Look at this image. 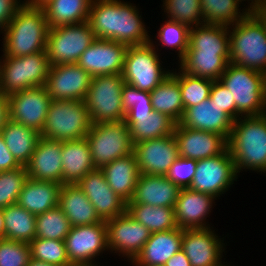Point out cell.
Returning <instances> with one entry per match:
<instances>
[{"label":"cell","mask_w":266,"mask_h":266,"mask_svg":"<svg viewBox=\"0 0 266 266\" xmlns=\"http://www.w3.org/2000/svg\"><path fill=\"white\" fill-rule=\"evenodd\" d=\"M138 9L124 0H92L87 22L96 38L127 46L148 44L150 31H147Z\"/></svg>","instance_id":"obj_1"},{"label":"cell","mask_w":266,"mask_h":266,"mask_svg":"<svg viewBox=\"0 0 266 266\" xmlns=\"http://www.w3.org/2000/svg\"><path fill=\"white\" fill-rule=\"evenodd\" d=\"M49 28L43 8L23 3L1 31L3 55L22 57L46 52Z\"/></svg>","instance_id":"obj_2"},{"label":"cell","mask_w":266,"mask_h":266,"mask_svg":"<svg viewBox=\"0 0 266 266\" xmlns=\"http://www.w3.org/2000/svg\"><path fill=\"white\" fill-rule=\"evenodd\" d=\"M228 149L237 175L243 170L266 174V121L262 116L236 119L228 139Z\"/></svg>","instance_id":"obj_3"},{"label":"cell","mask_w":266,"mask_h":266,"mask_svg":"<svg viewBox=\"0 0 266 266\" xmlns=\"http://www.w3.org/2000/svg\"><path fill=\"white\" fill-rule=\"evenodd\" d=\"M230 63L266 75V25L251 11L229 26Z\"/></svg>","instance_id":"obj_4"},{"label":"cell","mask_w":266,"mask_h":266,"mask_svg":"<svg viewBox=\"0 0 266 266\" xmlns=\"http://www.w3.org/2000/svg\"><path fill=\"white\" fill-rule=\"evenodd\" d=\"M219 80L232 93L236 119L261 116L266 104L265 74L229 63Z\"/></svg>","instance_id":"obj_5"},{"label":"cell","mask_w":266,"mask_h":266,"mask_svg":"<svg viewBox=\"0 0 266 266\" xmlns=\"http://www.w3.org/2000/svg\"><path fill=\"white\" fill-rule=\"evenodd\" d=\"M46 52L0 57V91L7 97L31 87L45 86L50 69Z\"/></svg>","instance_id":"obj_6"},{"label":"cell","mask_w":266,"mask_h":266,"mask_svg":"<svg viewBox=\"0 0 266 266\" xmlns=\"http://www.w3.org/2000/svg\"><path fill=\"white\" fill-rule=\"evenodd\" d=\"M91 125L84 100H52L41 136L57 141L80 140Z\"/></svg>","instance_id":"obj_7"},{"label":"cell","mask_w":266,"mask_h":266,"mask_svg":"<svg viewBox=\"0 0 266 266\" xmlns=\"http://www.w3.org/2000/svg\"><path fill=\"white\" fill-rule=\"evenodd\" d=\"M124 83L122 75L92 77L84 99L92 124L125 120L121 95Z\"/></svg>","instance_id":"obj_8"},{"label":"cell","mask_w":266,"mask_h":266,"mask_svg":"<svg viewBox=\"0 0 266 266\" xmlns=\"http://www.w3.org/2000/svg\"><path fill=\"white\" fill-rule=\"evenodd\" d=\"M158 52L151 43L128 46L121 74L125 83L147 92L162 83L172 70L163 68Z\"/></svg>","instance_id":"obj_9"},{"label":"cell","mask_w":266,"mask_h":266,"mask_svg":"<svg viewBox=\"0 0 266 266\" xmlns=\"http://www.w3.org/2000/svg\"><path fill=\"white\" fill-rule=\"evenodd\" d=\"M95 168L134 153V144L125 121L92 124L85 137Z\"/></svg>","instance_id":"obj_10"},{"label":"cell","mask_w":266,"mask_h":266,"mask_svg":"<svg viewBox=\"0 0 266 266\" xmlns=\"http://www.w3.org/2000/svg\"><path fill=\"white\" fill-rule=\"evenodd\" d=\"M96 39L88 22L49 28L46 53L51 66L77 63Z\"/></svg>","instance_id":"obj_11"},{"label":"cell","mask_w":266,"mask_h":266,"mask_svg":"<svg viewBox=\"0 0 266 266\" xmlns=\"http://www.w3.org/2000/svg\"><path fill=\"white\" fill-rule=\"evenodd\" d=\"M64 242L72 266H98L100 263L95 261L97 256L109 252L105 221L71 227Z\"/></svg>","instance_id":"obj_12"},{"label":"cell","mask_w":266,"mask_h":266,"mask_svg":"<svg viewBox=\"0 0 266 266\" xmlns=\"http://www.w3.org/2000/svg\"><path fill=\"white\" fill-rule=\"evenodd\" d=\"M229 149L214 157L197 160L196 172L190 189L220 199L238 179Z\"/></svg>","instance_id":"obj_13"},{"label":"cell","mask_w":266,"mask_h":266,"mask_svg":"<svg viewBox=\"0 0 266 266\" xmlns=\"http://www.w3.org/2000/svg\"><path fill=\"white\" fill-rule=\"evenodd\" d=\"M109 251L132 262L150 238L151 232L127 211L105 221ZM130 260V261H129Z\"/></svg>","instance_id":"obj_14"},{"label":"cell","mask_w":266,"mask_h":266,"mask_svg":"<svg viewBox=\"0 0 266 266\" xmlns=\"http://www.w3.org/2000/svg\"><path fill=\"white\" fill-rule=\"evenodd\" d=\"M52 98L46 86L31 87L7 97L8 119L42 133Z\"/></svg>","instance_id":"obj_15"},{"label":"cell","mask_w":266,"mask_h":266,"mask_svg":"<svg viewBox=\"0 0 266 266\" xmlns=\"http://www.w3.org/2000/svg\"><path fill=\"white\" fill-rule=\"evenodd\" d=\"M219 237L213 227L183 229L182 250L191 266H223L227 263L222 261L227 243Z\"/></svg>","instance_id":"obj_16"},{"label":"cell","mask_w":266,"mask_h":266,"mask_svg":"<svg viewBox=\"0 0 266 266\" xmlns=\"http://www.w3.org/2000/svg\"><path fill=\"white\" fill-rule=\"evenodd\" d=\"M128 46L113 40L96 38L81 54L77 64L92 77L121 75Z\"/></svg>","instance_id":"obj_17"},{"label":"cell","mask_w":266,"mask_h":266,"mask_svg":"<svg viewBox=\"0 0 266 266\" xmlns=\"http://www.w3.org/2000/svg\"><path fill=\"white\" fill-rule=\"evenodd\" d=\"M92 76L77 63L50 66L46 88L52 100H84Z\"/></svg>","instance_id":"obj_18"},{"label":"cell","mask_w":266,"mask_h":266,"mask_svg":"<svg viewBox=\"0 0 266 266\" xmlns=\"http://www.w3.org/2000/svg\"><path fill=\"white\" fill-rule=\"evenodd\" d=\"M139 172L145 175L166 176L179 157L174 135L134 144Z\"/></svg>","instance_id":"obj_19"},{"label":"cell","mask_w":266,"mask_h":266,"mask_svg":"<svg viewBox=\"0 0 266 266\" xmlns=\"http://www.w3.org/2000/svg\"><path fill=\"white\" fill-rule=\"evenodd\" d=\"M77 186L85 193L101 220L107 221L126 212L127 203L110 188L101 169L89 172Z\"/></svg>","instance_id":"obj_20"},{"label":"cell","mask_w":266,"mask_h":266,"mask_svg":"<svg viewBox=\"0 0 266 266\" xmlns=\"http://www.w3.org/2000/svg\"><path fill=\"white\" fill-rule=\"evenodd\" d=\"M174 138L179 156L188 159H206L222 154L228 148V140L214 132L186 128L176 123Z\"/></svg>","instance_id":"obj_21"},{"label":"cell","mask_w":266,"mask_h":266,"mask_svg":"<svg viewBox=\"0 0 266 266\" xmlns=\"http://www.w3.org/2000/svg\"><path fill=\"white\" fill-rule=\"evenodd\" d=\"M213 195L182 188L174 205L176 223L180 229H196L211 227L206 220L214 208ZM209 215V216H208Z\"/></svg>","instance_id":"obj_22"},{"label":"cell","mask_w":266,"mask_h":266,"mask_svg":"<svg viewBox=\"0 0 266 266\" xmlns=\"http://www.w3.org/2000/svg\"><path fill=\"white\" fill-rule=\"evenodd\" d=\"M62 141L40 137L25 164L30 179L62 184Z\"/></svg>","instance_id":"obj_23"},{"label":"cell","mask_w":266,"mask_h":266,"mask_svg":"<svg viewBox=\"0 0 266 266\" xmlns=\"http://www.w3.org/2000/svg\"><path fill=\"white\" fill-rule=\"evenodd\" d=\"M178 123L186 128L218 133L228 140L234 120L208 98L196 106L184 109Z\"/></svg>","instance_id":"obj_24"},{"label":"cell","mask_w":266,"mask_h":266,"mask_svg":"<svg viewBox=\"0 0 266 266\" xmlns=\"http://www.w3.org/2000/svg\"><path fill=\"white\" fill-rule=\"evenodd\" d=\"M181 189L166 176L140 173L133 196L128 203L174 208Z\"/></svg>","instance_id":"obj_25"},{"label":"cell","mask_w":266,"mask_h":266,"mask_svg":"<svg viewBox=\"0 0 266 266\" xmlns=\"http://www.w3.org/2000/svg\"><path fill=\"white\" fill-rule=\"evenodd\" d=\"M183 229L153 232L140 253L131 262L134 266H164L182 249Z\"/></svg>","instance_id":"obj_26"},{"label":"cell","mask_w":266,"mask_h":266,"mask_svg":"<svg viewBox=\"0 0 266 266\" xmlns=\"http://www.w3.org/2000/svg\"><path fill=\"white\" fill-rule=\"evenodd\" d=\"M62 185L77 184L95 169L86 138L62 141Z\"/></svg>","instance_id":"obj_27"},{"label":"cell","mask_w":266,"mask_h":266,"mask_svg":"<svg viewBox=\"0 0 266 266\" xmlns=\"http://www.w3.org/2000/svg\"><path fill=\"white\" fill-rule=\"evenodd\" d=\"M58 207L64 212L72 227L104 222L77 184L62 185Z\"/></svg>","instance_id":"obj_28"},{"label":"cell","mask_w":266,"mask_h":266,"mask_svg":"<svg viewBox=\"0 0 266 266\" xmlns=\"http://www.w3.org/2000/svg\"><path fill=\"white\" fill-rule=\"evenodd\" d=\"M101 170L110 188L128 203L140 175L135 154L118 158L103 166Z\"/></svg>","instance_id":"obj_29"},{"label":"cell","mask_w":266,"mask_h":266,"mask_svg":"<svg viewBox=\"0 0 266 266\" xmlns=\"http://www.w3.org/2000/svg\"><path fill=\"white\" fill-rule=\"evenodd\" d=\"M62 184L28 178L19 194L17 204L34 215L58 206Z\"/></svg>","instance_id":"obj_30"},{"label":"cell","mask_w":266,"mask_h":266,"mask_svg":"<svg viewBox=\"0 0 266 266\" xmlns=\"http://www.w3.org/2000/svg\"><path fill=\"white\" fill-rule=\"evenodd\" d=\"M186 52H208L230 55L229 26L202 24L190 28Z\"/></svg>","instance_id":"obj_31"},{"label":"cell","mask_w":266,"mask_h":266,"mask_svg":"<svg viewBox=\"0 0 266 266\" xmlns=\"http://www.w3.org/2000/svg\"><path fill=\"white\" fill-rule=\"evenodd\" d=\"M133 144L165 137L174 133L176 122L167 114L153 111L151 115L125 116Z\"/></svg>","instance_id":"obj_32"},{"label":"cell","mask_w":266,"mask_h":266,"mask_svg":"<svg viewBox=\"0 0 266 266\" xmlns=\"http://www.w3.org/2000/svg\"><path fill=\"white\" fill-rule=\"evenodd\" d=\"M150 96L154 111L167 114L178 123L184 112L179 87V69H173L171 74L150 92Z\"/></svg>","instance_id":"obj_33"},{"label":"cell","mask_w":266,"mask_h":266,"mask_svg":"<svg viewBox=\"0 0 266 266\" xmlns=\"http://www.w3.org/2000/svg\"><path fill=\"white\" fill-rule=\"evenodd\" d=\"M178 68L197 77L219 80L230 63V55L208 52H185L178 60Z\"/></svg>","instance_id":"obj_34"},{"label":"cell","mask_w":266,"mask_h":266,"mask_svg":"<svg viewBox=\"0 0 266 266\" xmlns=\"http://www.w3.org/2000/svg\"><path fill=\"white\" fill-rule=\"evenodd\" d=\"M8 150L22 165L29 161L41 134L36 130L26 127L8 119L1 132Z\"/></svg>","instance_id":"obj_35"},{"label":"cell","mask_w":266,"mask_h":266,"mask_svg":"<svg viewBox=\"0 0 266 266\" xmlns=\"http://www.w3.org/2000/svg\"><path fill=\"white\" fill-rule=\"evenodd\" d=\"M92 0H51L43 11L50 28L84 23L88 20Z\"/></svg>","instance_id":"obj_36"},{"label":"cell","mask_w":266,"mask_h":266,"mask_svg":"<svg viewBox=\"0 0 266 266\" xmlns=\"http://www.w3.org/2000/svg\"><path fill=\"white\" fill-rule=\"evenodd\" d=\"M5 239L30 243L36 238V215L18 204L2 209Z\"/></svg>","instance_id":"obj_37"},{"label":"cell","mask_w":266,"mask_h":266,"mask_svg":"<svg viewBox=\"0 0 266 266\" xmlns=\"http://www.w3.org/2000/svg\"><path fill=\"white\" fill-rule=\"evenodd\" d=\"M127 213L144 225L151 233L178 228L174 209L149 204L127 203Z\"/></svg>","instance_id":"obj_38"},{"label":"cell","mask_w":266,"mask_h":266,"mask_svg":"<svg viewBox=\"0 0 266 266\" xmlns=\"http://www.w3.org/2000/svg\"><path fill=\"white\" fill-rule=\"evenodd\" d=\"M242 0H200L204 24L231 26L244 19L251 10L239 8Z\"/></svg>","instance_id":"obj_39"},{"label":"cell","mask_w":266,"mask_h":266,"mask_svg":"<svg viewBox=\"0 0 266 266\" xmlns=\"http://www.w3.org/2000/svg\"><path fill=\"white\" fill-rule=\"evenodd\" d=\"M163 22L164 23L160 25L161 28H159L157 31V38L155 37V40H158L153 41L154 39L151 38L150 43L157 50L159 49L158 46L160 45L165 49H177L175 50V53L177 52V58L179 57L178 59L180 60L184 56L189 46L190 27L174 20L166 19V21Z\"/></svg>","instance_id":"obj_40"},{"label":"cell","mask_w":266,"mask_h":266,"mask_svg":"<svg viewBox=\"0 0 266 266\" xmlns=\"http://www.w3.org/2000/svg\"><path fill=\"white\" fill-rule=\"evenodd\" d=\"M71 227L68 218L58 206L36 215V238L64 241Z\"/></svg>","instance_id":"obj_41"},{"label":"cell","mask_w":266,"mask_h":266,"mask_svg":"<svg viewBox=\"0 0 266 266\" xmlns=\"http://www.w3.org/2000/svg\"><path fill=\"white\" fill-rule=\"evenodd\" d=\"M162 6L168 20H174L190 28L204 24L200 0H163Z\"/></svg>","instance_id":"obj_42"},{"label":"cell","mask_w":266,"mask_h":266,"mask_svg":"<svg viewBox=\"0 0 266 266\" xmlns=\"http://www.w3.org/2000/svg\"><path fill=\"white\" fill-rule=\"evenodd\" d=\"M213 81L208 78L190 75L179 68V87L184 109L196 106L208 99Z\"/></svg>","instance_id":"obj_43"},{"label":"cell","mask_w":266,"mask_h":266,"mask_svg":"<svg viewBox=\"0 0 266 266\" xmlns=\"http://www.w3.org/2000/svg\"><path fill=\"white\" fill-rule=\"evenodd\" d=\"M29 245L32 259L55 266H72L67 257L64 241L35 238Z\"/></svg>","instance_id":"obj_44"},{"label":"cell","mask_w":266,"mask_h":266,"mask_svg":"<svg viewBox=\"0 0 266 266\" xmlns=\"http://www.w3.org/2000/svg\"><path fill=\"white\" fill-rule=\"evenodd\" d=\"M28 178L25 166L0 171V209L17 204L19 194Z\"/></svg>","instance_id":"obj_45"},{"label":"cell","mask_w":266,"mask_h":266,"mask_svg":"<svg viewBox=\"0 0 266 266\" xmlns=\"http://www.w3.org/2000/svg\"><path fill=\"white\" fill-rule=\"evenodd\" d=\"M121 95L126 116L151 115L154 111L150 92L141 91L135 86L124 83Z\"/></svg>","instance_id":"obj_46"},{"label":"cell","mask_w":266,"mask_h":266,"mask_svg":"<svg viewBox=\"0 0 266 266\" xmlns=\"http://www.w3.org/2000/svg\"><path fill=\"white\" fill-rule=\"evenodd\" d=\"M30 260L29 243L0 239V266H28Z\"/></svg>","instance_id":"obj_47"},{"label":"cell","mask_w":266,"mask_h":266,"mask_svg":"<svg viewBox=\"0 0 266 266\" xmlns=\"http://www.w3.org/2000/svg\"><path fill=\"white\" fill-rule=\"evenodd\" d=\"M197 160L178 157L166 177L181 188H189L196 172Z\"/></svg>","instance_id":"obj_48"},{"label":"cell","mask_w":266,"mask_h":266,"mask_svg":"<svg viewBox=\"0 0 266 266\" xmlns=\"http://www.w3.org/2000/svg\"><path fill=\"white\" fill-rule=\"evenodd\" d=\"M232 93L220 82L213 81L210 97L212 103L218 105L222 111L226 112L234 121L236 120V104L232 99Z\"/></svg>","instance_id":"obj_49"},{"label":"cell","mask_w":266,"mask_h":266,"mask_svg":"<svg viewBox=\"0 0 266 266\" xmlns=\"http://www.w3.org/2000/svg\"><path fill=\"white\" fill-rule=\"evenodd\" d=\"M24 3L22 0H0V30L2 31L13 19L18 8Z\"/></svg>","instance_id":"obj_50"},{"label":"cell","mask_w":266,"mask_h":266,"mask_svg":"<svg viewBox=\"0 0 266 266\" xmlns=\"http://www.w3.org/2000/svg\"><path fill=\"white\" fill-rule=\"evenodd\" d=\"M20 167L22 165L8 150L3 135L0 133V171L13 170Z\"/></svg>","instance_id":"obj_51"},{"label":"cell","mask_w":266,"mask_h":266,"mask_svg":"<svg viewBox=\"0 0 266 266\" xmlns=\"http://www.w3.org/2000/svg\"><path fill=\"white\" fill-rule=\"evenodd\" d=\"M164 266H191V263L188 257L185 255V252L181 249L169 260H167Z\"/></svg>","instance_id":"obj_52"},{"label":"cell","mask_w":266,"mask_h":266,"mask_svg":"<svg viewBox=\"0 0 266 266\" xmlns=\"http://www.w3.org/2000/svg\"><path fill=\"white\" fill-rule=\"evenodd\" d=\"M8 120V102L7 96L0 91V132Z\"/></svg>","instance_id":"obj_53"},{"label":"cell","mask_w":266,"mask_h":266,"mask_svg":"<svg viewBox=\"0 0 266 266\" xmlns=\"http://www.w3.org/2000/svg\"><path fill=\"white\" fill-rule=\"evenodd\" d=\"M243 2L246 0H242ZM250 1V2H249ZM249 3L245 7H248L251 11L262 9V0H247Z\"/></svg>","instance_id":"obj_54"},{"label":"cell","mask_w":266,"mask_h":266,"mask_svg":"<svg viewBox=\"0 0 266 266\" xmlns=\"http://www.w3.org/2000/svg\"><path fill=\"white\" fill-rule=\"evenodd\" d=\"M23 1L24 3L30 6L42 8L44 5H46L51 0H23Z\"/></svg>","instance_id":"obj_55"},{"label":"cell","mask_w":266,"mask_h":266,"mask_svg":"<svg viewBox=\"0 0 266 266\" xmlns=\"http://www.w3.org/2000/svg\"><path fill=\"white\" fill-rule=\"evenodd\" d=\"M5 238V226H4V217L3 211L0 209V239Z\"/></svg>","instance_id":"obj_56"},{"label":"cell","mask_w":266,"mask_h":266,"mask_svg":"<svg viewBox=\"0 0 266 266\" xmlns=\"http://www.w3.org/2000/svg\"><path fill=\"white\" fill-rule=\"evenodd\" d=\"M28 266H55V265L48 264L46 262L38 261L31 258L30 262L28 263Z\"/></svg>","instance_id":"obj_57"},{"label":"cell","mask_w":266,"mask_h":266,"mask_svg":"<svg viewBox=\"0 0 266 266\" xmlns=\"http://www.w3.org/2000/svg\"><path fill=\"white\" fill-rule=\"evenodd\" d=\"M254 12L264 21L266 25V9L254 10Z\"/></svg>","instance_id":"obj_58"},{"label":"cell","mask_w":266,"mask_h":266,"mask_svg":"<svg viewBox=\"0 0 266 266\" xmlns=\"http://www.w3.org/2000/svg\"><path fill=\"white\" fill-rule=\"evenodd\" d=\"M261 116H262V118L266 121V104H265L264 109H263L262 112H261Z\"/></svg>","instance_id":"obj_59"},{"label":"cell","mask_w":266,"mask_h":266,"mask_svg":"<svg viewBox=\"0 0 266 266\" xmlns=\"http://www.w3.org/2000/svg\"><path fill=\"white\" fill-rule=\"evenodd\" d=\"M262 9H266V0H262Z\"/></svg>","instance_id":"obj_60"}]
</instances>
